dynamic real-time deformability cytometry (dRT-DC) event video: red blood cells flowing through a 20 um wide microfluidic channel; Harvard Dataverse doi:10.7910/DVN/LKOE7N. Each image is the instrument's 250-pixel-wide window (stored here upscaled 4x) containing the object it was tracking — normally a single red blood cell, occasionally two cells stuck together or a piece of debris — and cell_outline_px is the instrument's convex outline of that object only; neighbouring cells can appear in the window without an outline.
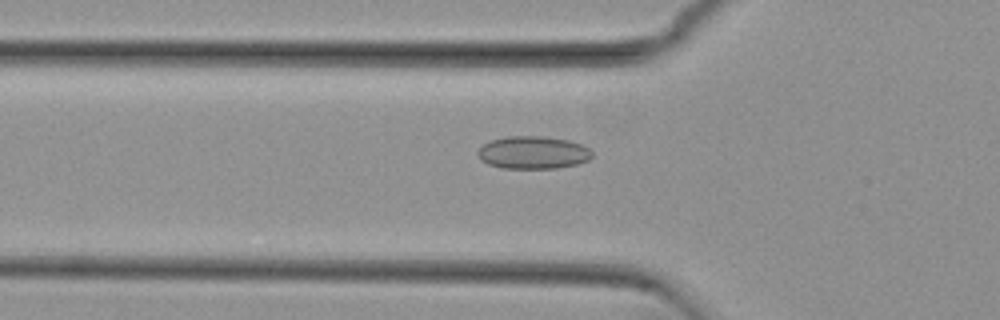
{"species": "common noctule bat (a hibernating species)", "species_latin": "Nyctalus noctula", "temperature_condition": "cold", "stored_images_in_passage": 47, "camera_frame_rate_fps": 3000, "um_per_image_px": 0.085, "animal": {"sex": "female", "body_mass_g": 29.2, "forearm_length_mm": 56.3}, "frame": {"image": 1, "passage_image": 11, "time_ms": 3.333, "image_size_px": [1000, 320], "cell_outline_px": [[592, 156], [588, 160], [576, 164], [556, 168], [504, 168], [488, 164], [480, 160], [476, 152], [484, 144], [492, 140], [508, 136], [540, 136], [568, 140], [580, 144], [588, 148], [592, 152]], "centroid_in_image_um": [45.29, 12.97], "position_along_channel_um": 80.5, "area_um2": 21.62}}
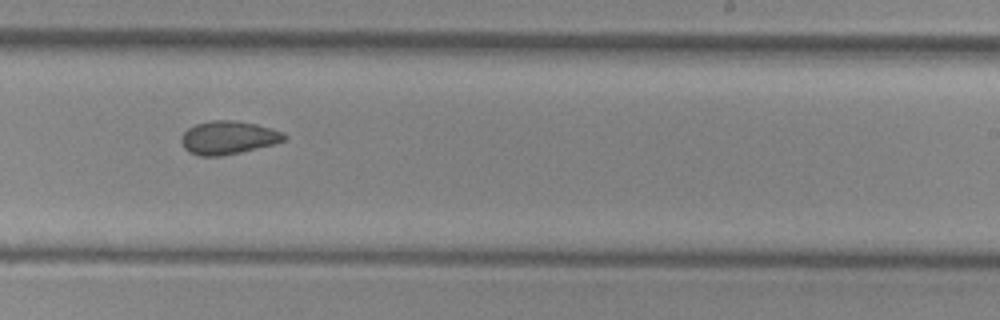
{"frame": {"image": 2, "passage_image": 26, "time_ms": 8.333, "image_size_px": [1000, 320], "cell_outline_px": [[288, 140], [276, 144], [240, 152], [220, 156], [200, 156], [188, 152], [184, 148], [180, 140], [180, 136], [188, 128], [196, 124], [212, 120], [232, 120], [256, 124], [272, 128], [284, 132], [288, 136]], "centroid_in_image_um": [19.43, 11.7], "position_along_channel_um": 269.6, "area_um2": 20.23}}
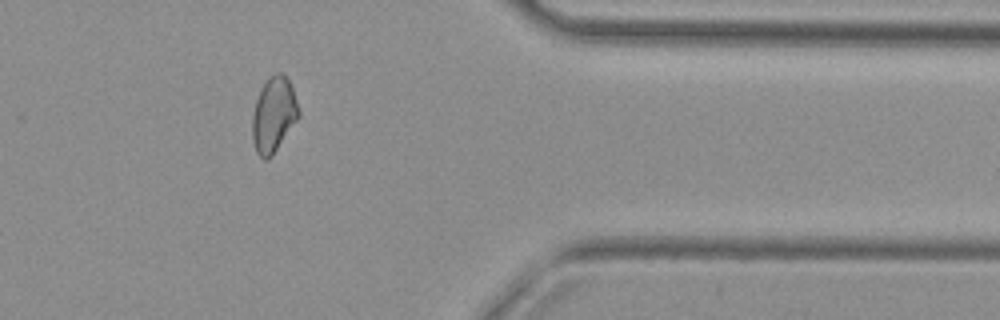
{"frame": {"image": 3, "passage_image": 37, "time_ms": 12.0, "image_size_px": [1000, 320], "cell_outline_px": [[300, 116], [272, 156], [264, 160], [256, 152], [252, 140], [252, 116], [256, 100], [268, 76], [276, 72], [280, 72], [292, 84], [300, 112]], "centroid_in_image_um": [23.27, 9.75], "position_along_channel_um": 388.1, "area_um2": 20.35}, "authors_computed_cell_mechanics": {"area_um2": 20.23, "velocity_mm_per_s": 3.7748, "shape_relaxation_time_tau1_ms": null, "shape_relaxation_time_tau2_ms": 2.9436, "deformation_change_tau1": null, "deformation_change_tau2": 0.0748}}